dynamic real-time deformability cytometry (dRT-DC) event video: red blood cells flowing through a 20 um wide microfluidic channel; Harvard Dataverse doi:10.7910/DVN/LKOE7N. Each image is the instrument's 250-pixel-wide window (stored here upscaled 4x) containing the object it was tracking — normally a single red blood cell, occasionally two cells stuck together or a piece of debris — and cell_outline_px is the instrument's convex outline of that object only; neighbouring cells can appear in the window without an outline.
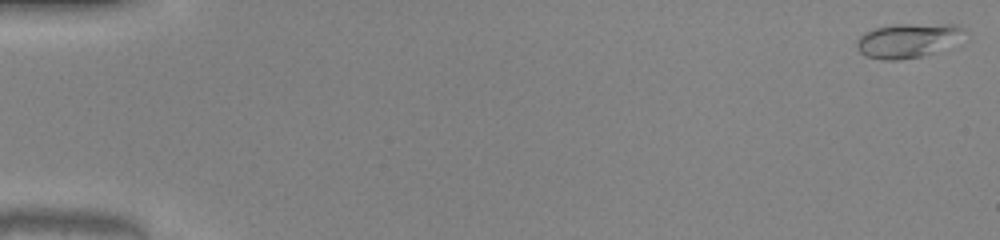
{"species": "common noctule bat (a hibernating species)", "species_latin": "Nyctalus noctula", "temperature_condition": "warm", "stored_images_in_passage": 51, "camera_frame_rate_fps": 3000, "um_per_image_px": 0.085, "animal": {"sex": "male", "body_mass_g": 20.0, "forearm_length_mm": 53.3}, "frame": {"image": 1, "passage_image": 1, "time_ms": 0.0, "image_size_px": [1000, 240], "cell_outline_px": [[964, 28], [932, 52], [920, 56], [900, 60], [884, 60], [864, 56], [856, 48], [856, 40], [864, 32], [876, 28], [896, 24], [956, 24]], "centroid_in_image_um": [76.9, 3.43], "position_along_channel_um": 8.1, "area_um2": 20.29}}
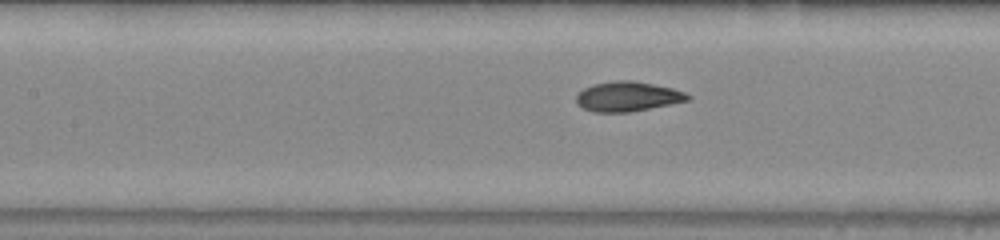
{"frame": {"image": 2, "passage_image": 24, "time_ms": 7.667, "image_size_px": [1000, 240], "cell_outline_px": [[692, 96], [688, 100], [628, 112], [592, 112], [576, 104], [576, 96], [584, 88], [592, 84], [616, 80], [632, 80], [672, 88], [684, 92]], "centroid_in_image_um": [53.3, 8.19], "position_along_channel_um": 154.1, "area_um2": 19.13}}
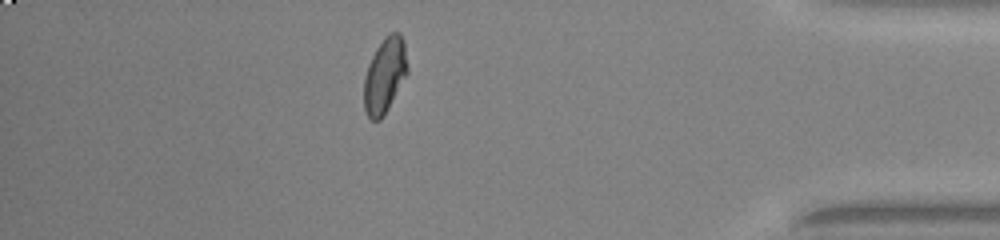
{"frame": {"image": 3, "passage_image": 45, "time_ms": 14.667, "image_size_px": [1000, 240], "cell_outline_px": [[408, 72], [384, 116], [380, 120], [372, 120], [368, 116], [364, 108], [364, 76], [368, 64], [376, 48], [384, 36], [388, 32], [400, 32], [404, 40], [408, 68]], "centroid_in_image_um": [32.71, 6.37], "position_along_channel_um": 402.5, "area_um2": 19.25}, "authors_computed_cell_mechanics": {"area_um2": 18.9584, "velocity_mm_per_s": 4.0915, "shape_relaxation_time_tau1_ms": 5.3957, "shape_relaxation_time_tau2_ms": null, "deformation_change_tau1": 0.172, "deformation_change_tau2": null}}